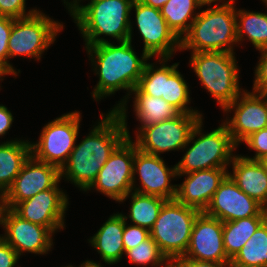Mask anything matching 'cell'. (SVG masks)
Here are the masks:
<instances>
[{"label": "cell", "instance_id": "obj_1", "mask_svg": "<svg viewBox=\"0 0 267 267\" xmlns=\"http://www.w3.org/2000/svg\"><path fill=\"white\" fill-rule=\"evenodd\" d=\"M126 116V113L116 111H110L106 116L101 114V122L81 143L74 146L60 169V177L64 175V178L67 177V180L86 192L114 150L131 137Z\"/></svg>", "mask_w": 267, "mask_h": 267}, {"label": "cell", "instance_id": "obj_2", "mask_svg": "<svg viewBox=\"0 0 267 267\" xmlns=\"http://www.w3.org/2000/svg\"><path fill=\"white\" fill-rule=\"evenodd\" d=\"M86 51L90 60L95 65L96 75L99 81L94 88L92 97L100 100L115 93L120 89L128 90L127 98L120 101L111 111L126 113V100L129 93L137 87L142 76L147 60L151 57L143 51L141 58H138L134 51L131 41L119 42V45L104 42L96 45L86 46ZM97 60V61H96Z\"/></svg>", "mask_w": 267, "mask_h": 267}, {"label": "cell", "instance_id": "obj_3", "mask_svg": "<svg viewBox=\"0 0 267 267\" xmlns=\"http://www.w3.org/2000/svg\"><path fill=\"white\" fill-rule=\"evenodd\" d=\"M79 1L64 3L85 38L86 46L108 42L101 35L111 36L118 42H132L129 14L134 0H91L84 6Z\"/></svg>", "mask_w": 267, "mask_h": 267}, {"label": "cell", "instance_id": "obj_4", "mask_svg": "<svg viewBox=\"0 0 267 267\" xmlns=\"http://www.w3.org/2000/svg\"><path fill=\"white\" fill-rule=\"evenodd\" d=\"M234 0H228L198 13L189 31L180 40V50L230 52L238 42Z\"/></svg>", "mask_w": 267, "mask_h": 267}, {"label": "cell", "instance_id": "obj_5", "mask_svg": "<svg viewBox=\"0 0 267 267\" xmlns=\"http://www.w3.org/2000/svg\"><path fill=\"white\" fill-rule=\"evenodd\" d=\"M201 127L202 120L194 127L188 140L187 144L192 143V146L187 149L181 161L175 165L177 176L211 168L227 169L228 164H231L234 158L232 152L237 145L232 140L224 123L206 134H202ZM197 135L200 137L194 140Z\"/></svg>", "mask_w": 267, "mask_h": 267}, {"label": "cell", "instance_id": "obj_6", "mask_svg": "<svg viewBox=\"0 0 267 267\" xmlns=\"http://www.w3.org/2000/svg\"><path fill=\"white\" fill-rule=\"evenodd\" d=\"M236 62L230 52H192L190 59L201 84L223 110L242 93Z\"/></svg>", "mask_w": 267, "mask_h": 267}, {"label": "cell", "instance_id": "obj_7", "mask_svg": "<svg viewBox=\"0 0 267 267\" xmlns=\"http://www.w3.org/2000/svg\"><path fill=\"white\" fill-rule=\"evenodd\" d=\"M200 213L175 199L163 204L150 229V236L169 261L185 255L194 222Z\"/></svg>", "mask_w": 267, "mask_h": 267}, {"label": "cell", "instance_id": "obj_8", "mask_svg": "<svg viewBox=\"0 0 267 267\" xmlns=\"http://www.w3.org/2000/svg\"><path fill=\"white\" fill-rule=\"evenodd\" d=\"M63 27L39 10L30 16L13 19L8 41L9 58L24 55L40 60Z\"/></svg>", "mask_w": 267, "mask_h": 267}, {"label": "cell", "instance_id": "obj_9", "mask_svg": "<svg viewBox=\"0 0 267 267\" xmlns=\"http://www.w3.org/2000/svg\"><path fill=\"white\" fill-rule=\"evenodd\" d=\"M200 120V113H179L172 119L139 128L134 143L141 151L156 156L166 151L185 149L192 130Z\"/></svg>", "mask_w": 267, "mask_h": 267}, {"label": "cell", "instance_id": "obj_10", "mask_svg": "<svg viewBox=\"0 0 267 267\" xmlns=\"http://www.w3.org/2000/svg\"><path fill=\"white\" fill-rule=\"evenodd\" d=\"M80 112L63 114L46 124L38 143H31V155L61 169L74 149L80 126Z\"/></svg>", "mask_w": 267, "mask_h": 267}, {"label": "cell", "instance_id": "obj_11", "mask_svg": "<svg viewBox=\"0 0 267 267\" xmlns=\"http://www.w3.org/2000/svg\"><path fill=\"white\" fill-rule=\"evenodd\" d=\"M169 59L160 58L162 65L157 69H154L153 64L147 63L137 88L145 95L162 97L180 113H199L186 106L190 102L188 85L177 70L178 63L171 66L165 64Z\"/></svg>", "mask_w": 267, "mask_h": 267}, {"label": "cell", "instance_id": "obj_12", "mask_svg": "<svg viewBox=\"0 0 267 267\" xmlns=\"http://www.w3.org/2000/svg\"><path fill=\"white\" fill-rule=\"evenodd\" d=\"M135 152L136 144L132 142L131 137L126 138L114 150L87 190L95 187L97 191L120 202L135 186L133 175Z\"/></svg>", "mask_w": 267, "mask_h": 267}, {"label": "cell", "instance_id": "obj_13", "mask_svg": "<svg viewBox=\"0 0 267 267\" xmlns=\"http://www.w3.org/2000/svg\"><path fill=\"white\" fill-rule=\"evenodd\" d=\"M135 8L136 23L144 41L145 51L150 57L171 58L173 52L180 50V39L168 27L160 9L134 0L131 9Z\"/></svg>", "mask_w": 267, "mask_h": 267}, {"label": "cell", "instance_id": "obj_14", "mask_svg": "<svg viewBox=\"0 0 267 267\" xmlns=\"http://www.w3.org/2000/svg\"><path fill=\"white\" fill-rule=\"evenodd\" d=\"M60 180L58 167L39 161L30 155L11 187L2 196V204L6 208L13 209L19 202L53 188Z\"/></svg>", "mask_w": 267, "mask_h": 267}, {"label": "cell", "instance_id": "obj_15", "mask_svg": "<svg viewBox=\"0 0 267 267\" xmlns=\"http://www.w3.org/2000/svg\"><path fill=\"white\" fill-rule=\"evenodd\" d=\"M243 92L224 109L235 110L233 118L224 124L237 146L252 133L267 127V93Z\"/></svg>", "mask_w": 267, "mask_h": 267}, {"label": "cell", "instance_id": "obj_16", "mask_svg": "<svg viewBox=\"0 0 267 267\" xmlns=\"http://www.w3.org/2000/svg\"><path fill=\"white\" fill-rule=\"evenodd\" d=\"M0 224L4 226L5 235L1 236L15 251L46 254L52 247V231L30 221L22 219L12 209L2 207Z\"/></svg>", "mask_w": 267, "mask_h": 267}, {"label": "cell", "instance_id": "obj_17", "mask_svg": "<svg viewBox=\"0 0 267 267\" xmlns=\"http://www.w3.org/2000/svg\"><path fill=\"white\" fill-rule=\"evenodd\" d=\"M204 213L222 222L267 216V210L244 193L229 175L219 184Z\"/></svg>", "mask_w": 267, "mask_h": 267}, {"label": "cell", "instance_id": "obj_18", "mask_svg": "<svg viewBox=\"0 0 267 267\" xmlns=\"http://www.w3.org/2000/svg\"><path fill=\"white\" fill-rule=\"evenodd\" d=\"M58 183L48 190L39 192L32 198L19 202L12 210L22 219L48 227L53 233L64 228V213L68 198Z\"/></svg>", "mask_w": 267, "mask_h": 267}, {"label": "cell", "instance_id": "obj_19", "mask_svg": "<svg viewBox=\"0 0 267 267\" xmlns=\"http://www.w3.org/2000/svg\"><path fill=\"white\" fill-rule=\"evenodd\" d=\"M184 258L215 263H230L224 250L223 222L201 212L193 225Z\"/></svg>", "mask_w": 267, "mask_h": 267}, {"label": "cell", "instance_id": "obj_20", "mask_svg": "<svg viewBox=\"0 0 267 267\" xmlns=\"http://www.w3.org/2000/svg\"><path fill=\"white\" fill-rule=\"evenodd\" d=\"M139 174L142 188L132 187L134 192L154 195L166 200H174L176 186L170 184L171 178L177 176L176 166L168 168L160 156L148 154L136 147L133 161V175Z\"/></svg>", "mask_w": 267, "mask_h": 267}, {"label": "cell", "instance_id": "obj_21", "mask_svg": "<svg viewBox=\"0 0 267 267\" xmlns=\"http://www.w3.org/2000/svg\"><path fill=\"white\" fill-rule=\"evenodd\" d=\"M182 175L188 176L181 185L176 186L175 200L204 212L219 184L228 175V170L211 168Z\"/></svg>", "mask_w": 267, "mask_h": 267}, {"label": "cell", "instance_id": "obj_22", "mask_svg": "<svg viewBox=\"0 0 267 267\" xmlns=\"http://www.w3.org/2000/svg\"><path fill=\"white\" fill-rule=\"evenodd\" d=\"M231 163L233 174L228 173L230 178L267 210V168L263 162L238 155L234 156Z\"/></svg>", "mask_w": 267, "mask_h": 267}, {"label": "cell", "instance_id": "obj_23", "mask_svg": "<svg viewBox=\"0 0 267 267\" xmlns=\"http://www.w3.org/2000/svg\"><path fill=\"white\" fill-rule=\"evenodd\" d=\"M124 225L125 217L123 214H114L89 240L107 264L111 265L119 262L123 253H125L123 244Z\"/></svg>", "mask_w": 267, "mask_h": 267}, {"label": "cell", "instance_id": "obj_24", "mask_svg": "<svg viewBox=\"0 0 267 267\" xmlns=\"http://www.w3.org/2000/svg\"><path fill=\"white\" fill-rule=\"evenodd\" d=\"M31 143L11 140L0 144V195L11 187L25 161L31 155Z\"/></svg>", "mask_w": 267, "mask_h": 267}, {"label": "cell", "instance_id": "obj_25", "mask_svg": "<svg viewBox=\"0 0 267 267\" xmlns=\"http://www.w3.org/2000/svg\"><path fill=\"white\" fill-rule=\"evenodd\" d=\"M132 92L135 94L134 111L141 123L140 128L172 119L180 113L162 97L145 95L137 87Z\"/></svg>", "mask_w": 267, "mask_h": 267}, {"label": "cell", "instance_id": "obj_26", "mask_svg": "<svg viewBox=\"0 0 267 267\" xmlns=\"http://www.w3.org/2000/svg\"><path fill=\"white\" fill-rule=\"evenodd\" d=\"M267 216H253L223 222V244L227 257L232 260L250 239Z\"/></svg>", "mask_w": 267, "mask_h": 267}, {"label": "cell", "instance_id": "obj_27", "mask_svg": "<svg viewBox=\"0 0 267 267\" xmlns=\"http://www.w3.org/2000/svg\"><path fill=\"white\" fill-rule=\"evenodd\" d=\"M204 5H207V3L202 0H168L160 9V12L165 18L168 27L181 40L198 15V13L195 14L194 10Z\"/></svg>", "mask_w": 267, "mask_h": 267}, {"label": "cell", "instance_id": "obj_28", "mask_svg": "<svg viewBox=\"0 0 267 267\" xmlns=\"http://www.w3.org/2000/svg\"><path fill=\"white\" fill-rule=\"evenodd\" d=\"M229 267H267V219L230 261Z\"/></svg>", "mask_w": 267, "mask_h": 267}, {"label": "cell", "instance_id": "obj_29", "mask_svg": "<svg viewBox=\"0 0 267 267\" xmlns=\"http://www.w3.org/2000/svg\"><path fill=\"white\" fill-rule=\"evenodd\" d=\"M236 34L238 42L245 34L257 50L267 47V14L239 9L236 11Z\"/></svg>", "mask_w": 267, "mask_h": 267}, {"label": "cell", "instance_id": "obj_30", "mask_svg": "<svg viewBox=\"0 0 267 267\" xmlns=\"http://www.w3.org/2000/svg\"><path fill=\"white\" fill-rule=\"evenodd\" d=\"M131 196V208L130 215L128 216L134 225L144 227L150 231L155 221L158 218L159 212L163 204L167 201L166 199L154 196L144 195L137 192H130L120 202Z\"/></svg>", "mask_w": 267, "mask_h": 267}, {"label": "cell", "instance_id": "obj_31", "mask_svg": "<svg viewBox=\"0 0 267 267\" xmlns=\"http://www.w3.org/2000/svg\"><path fill=\"white\" fill-rule=\"evenodd\" d=\"M125 254L128 256L130 262L136 265L152 263V267H169L170 263L151 236L134 248L127 250Z\"/></svg>", "mask_w": 267, "mask_h": 267}, {"label": "cell", "instance_id": "obj_32", "mask_svg": "<svg viewBox=\"0 0 267 267\" xmlns=\"http://www.w3.org/2000/svg\"><path fill=\"white\" fill-rule=\"evenodd\" d=\"M13 25V18L0 16V64L12 75H17L12 65L8 63V41Z\"/></svg>", "mask_w": 267, "mask_h": 267}, {"label": "cell", "instance_id": "obj_33", "mask_svg": "<svg viewBox=\"0 0 267 267\" xmlns=\"http://www.w3.org/2000/svg\"><path fill=\"white\" fill-rule=\"evenodd\" d=\"M125 217V225L123 232V244L125 252L129 249L134 248L139 243L145 241L150 236V231L144 227L138 225H126V220L128 217Z\"/></svg>", "mask_w": 267, "mask_h": 267}, {"label": "cell", "instance_id": "obj_34", "mask_svg": "<svg viewBox=\"0 0 267 267\" xmlns=\"http://www.w3.org/2000/svg\"><path fill=\"white\" fill-rule=\"evenodd\" d=\"M245 142L249 149L255 150L256 154L253 158L245 157L250 160L261 161L267 156V127L261 129L260 131L252 133Z\"/></svg>", "mask_w": 267, "mask_h": 267}, {"label": "cell", "instance_id": "obj_35", "mask_svg": "<svg viewBox=\"0 0 267 267\" xmlns=\"http://www.w3.org/2000/svg\"><path fill=\"white\" fill-rule=\"evenodd\" d=\"M26 0H0V16H6L13 19L30 16L37 12V9L25 11Z\"/></svg>", "mask_w": 267, "mask_h": 267}, {"label": "cell", "instance_id": "obj_36", "mask_svg": "<svg viewBox=\"0 0 267 267\" xmlns=\"http://www.w3.org/2000/svg\"><path fill=\"white\" fill-rule=\"evenodd\" d=\"M261 57L255 70L254 92L267 93V47L259 49Z\"/></svg>", "mask_w": 267, "mask_h": 267}, {"label": "cell", "instance_id": "obj_37", "mask_svg": "<svg viewBox=\"0 0 267 267\" xmlns=\"http://www.w3.org/2000/svg\"><path fill=\"white\" fill-rule=\"evenodd\" d=\"M19 254L0 236V267H14Z\"/></svg>", "mask_w": 267, "mask_h": 267}, {"label": "cell", "instance_id": "obj_38", "mask_svg": "<svg viewBox=\"0 0 267 267\" xmlns=\"http://www.w3.org/2000/svg\"><path fill=\"white\" fill-rule=\"evenodd\" d=\"M230 263H215L208 261H197L194 259L178 257L170 260L169 267H229Z\"/></svg>", "mask_w": 267, "mask_h": 267}, {"label": "cell", "instance_id": "obj_39", "mask_svg": "<svg viewBox=\"0 0 267 267\" xmlns=\"http://www.w3.org/2000/svg\"><path fill=\"white\" fill-rule=\"evenodd\" d=\"M13 122V115L6 106L0 105V136L6 134Z\"/></svg>", "mask_w": 267, "mask_h": 267}, {"label": "cell", "instance_id": "obj_40", "mask_svg": "<svg viewBox=\"0 0 267 267\" xmlns=\"http://www.w3.org/2000/svg\"><path fill=\"white\" fill-rule=\"evenodd\" d=\"M145 5L151 6L153 8L161 9L168 0H140Z\"/></svg>", "mask_w": 267, "mask_h": 267}, {"label": "cell", "instance_id": "obj_41", "mask_svg": "<svg viewBox=\"0 0 267 267\" xmlns=\"http://www.w3.org/2000/svg\"><path fill=\"white\" fill-rule=\"evenodd\" d=\"M68 267H73V266L72 265H69ZM79 267H103V266H101L100 263H97V262H94V261H90V260H86Z\"/></svg>", "mask_w": 267, "mask_h": 267}, {"label": "cell", "instance_id": "obj_42", "mask_svg": "<svg viewBox=\"0 0 267 267\" xmlns=\"http://www.w3.org/2000/svg\"><path fill=\"white\" fill-rule=\"evenodd\" d=\"M9 74L10 73L0 64V78L3 79L2 76L4 77V75H9Z\"/></svg>", "mask_w": 267, "mask_h": 267}, {"label": "cell", "instance_id": "obj_43", "mask_svg": "<svg viewBox=\"0 0 267 267\" xmlns=\"http://www.w3.org/2000/svg\"><path fill=\"white\" fill-rule=\"evenodd\" d=\"M204 3H207L208 5H211V3H216L217 1L220 0H202Z\"/></svg>", "mask_w": 267, "mask_h": 267}, {"label": "cell", "instance_id": "obj_44", "mask_svg": "<svg viewBox=\"0 0 267 267\" xmlns=\"http://www.w3.org/2000/svg\"><path fill=\"white\" fill-rule=\"evenodd\" d=\"M2 202H3V197H2V195H0V212H1L2 207H3Z\"/></svg>", "mask_w": 267, "mask_h": 267}, {"label": "cell", "instance_id": "obj_45", "mask_svg": "<svg viewBox=\"0 0 267 267\" xmlns=\"http://www.w3.org/2000/svg\"><path fill=\"white\" fill-rule=\"evenodd\" d=\"M262 162H263V164L266 166V168H267V156L264 158V159H262L261 160Z\"/></svg>", "mask_w": 267, "mask_h": 267}]
</instances>
